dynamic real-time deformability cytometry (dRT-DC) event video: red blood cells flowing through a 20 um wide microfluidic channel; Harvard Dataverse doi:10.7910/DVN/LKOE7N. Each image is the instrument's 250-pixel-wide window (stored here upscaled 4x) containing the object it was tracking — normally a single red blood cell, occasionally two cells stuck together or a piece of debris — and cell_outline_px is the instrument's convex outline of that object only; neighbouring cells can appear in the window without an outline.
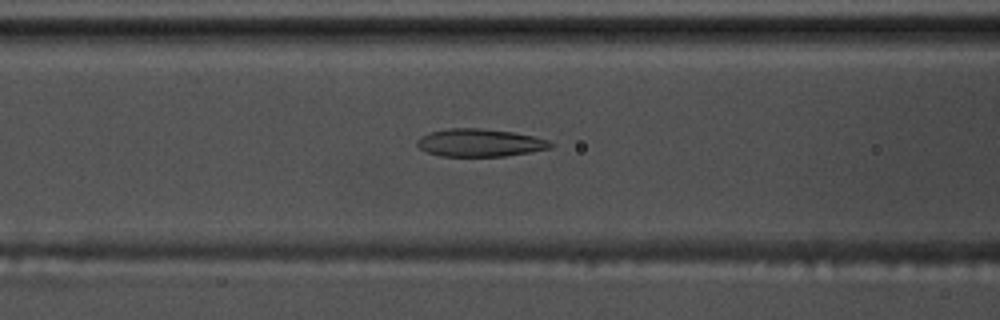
{"species": "common noctule bat (a hibernating species)", "species_latin": "Nyctalus noctula", "temperature_condition": "warm", "stored_images_in_passage": 58, "camera_frame_rate_fps": 3000, "um_per_image_px": 0.085, "animal": {"sex": "male", "body_mass_g": 17.5, "forearm_length_mm": 52.3}, "frame": {"image": 1, "passage_image": 24, "time_ms": 7.667, "image_size_px": [1000, 320], "cell_outline_px": [[552, 148], [504, 156], [440, 156], [428, 152], [420, 148], [416, 144], [416, 140], [420, 136], [432, 132], [448, 128], [484, 128], [512, 132], [532, 136], [548, 140], [552, 144]], "centroid_in_image_um": [40.76, 12.13], "position_along_channel_um": 125.8, "area_um2": 21.44}}
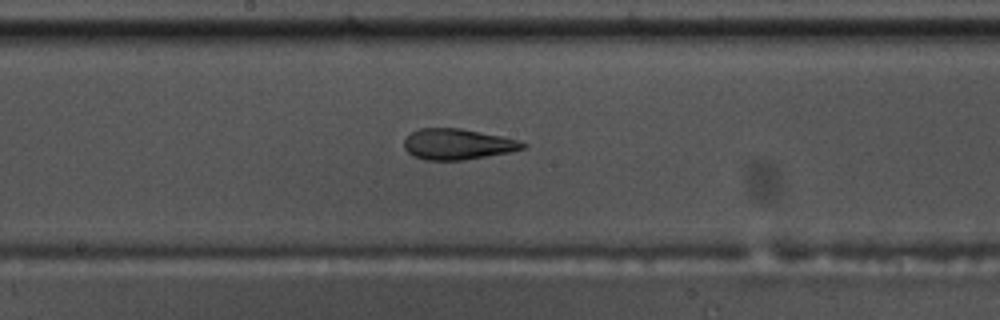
{"frame": {"image": 2, "passage_image": 31, "time_ms": 10.0, "image_size_px": [1000, 320], "cell_outline_px": [[528, 144], [524, 148], [508, 152], [464, 160], [424, 160], [412, 156], [404, 148], [404, 140], [412, 132], [420, 128], [460, 128], [500, 136], [516, 140]], "centroid_in_image_um": [38.84, 12.26], "position_along_channel_um": 209.4, "area_um2": 21.1}}
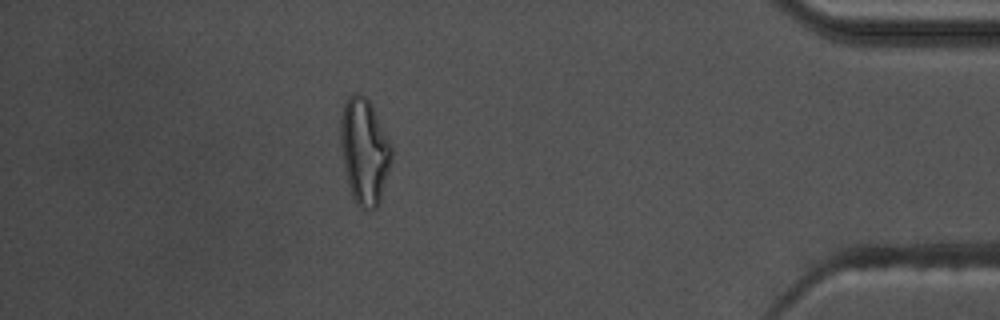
{"frame": {"image": 3, "passage_image": 51, "time_ms": 16.667, "image_size_px": [1000, 320], "cell_outline_px": [[392, 160], [380, 200], [376, 208], [360, 208], [356, 204], [352, 196], [348, 184], [344, 168], [340, 144], [340, 120], [344, 104], [348, 96], [356, 92], [360, 92], [372, 104], [392, 144]], "centroid_in_image_um": [30.97, 12.82], "position_along_channel_um": 404.2, "area_um2": 31.73}, "authors_computed_cell_mechanics": {"area_um2": 22.9755, "velocity_mm_per_s": 3.5935, "shape_relaxation_time_tau1_ms": 8.2718, "shape_relaxation_time_tau2_ms": 1.7957, "deformation_change_tau1": 0.2493, "deformation_change_tau2": 0.1091}}